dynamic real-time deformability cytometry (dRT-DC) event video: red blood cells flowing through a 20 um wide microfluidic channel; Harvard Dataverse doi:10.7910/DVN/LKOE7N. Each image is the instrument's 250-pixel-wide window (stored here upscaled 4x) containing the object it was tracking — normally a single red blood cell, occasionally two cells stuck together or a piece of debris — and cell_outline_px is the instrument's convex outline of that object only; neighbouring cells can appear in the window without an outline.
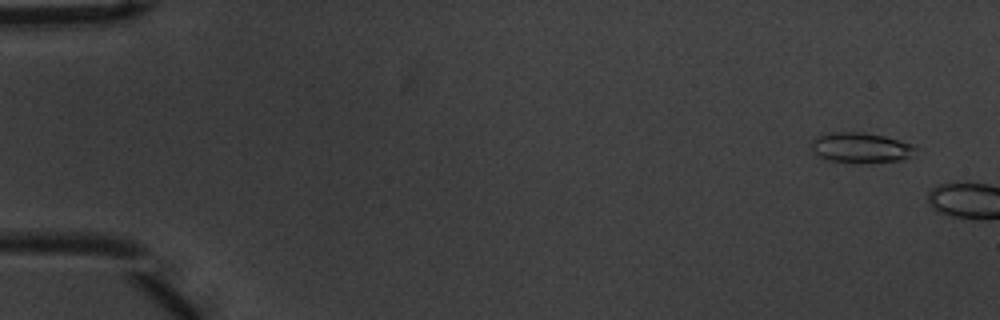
{"species": "common noctule bat (a hibernating species)", "species_latin": "Nyctalus noctula", "temperature_condition": "warm", "stored_images_in_passage": 5, "camera_frame_rate_fps": 3000, "um_per_image_px": 0.085, "animal": {"sex": "male", "body_mass_g": 20.1, "forearm_length_mm": 53.5}, "frame": {"image": 1, "passage_image": 1, "time_ms": 0.0, "image_size_px": [1000, 320], "cell_outline_px": [[920, 148], [908, 156], [900, 160], [852, 164], [828, 160], [816, 156], [812, 148], [812, 140], [816, 136], [828, 132], [864, 132], [884, 136], [916, 144]], "centroid_in_image_um": [73.16, 12.55], "position_along_channel_um": 11.8, "area_um2": 18.79}}